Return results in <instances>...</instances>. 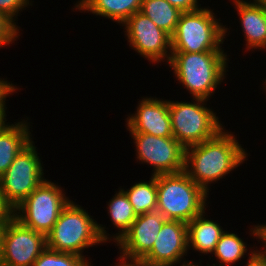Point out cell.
I'll return each instance as SVG.
<instances>
[{"label":"cell","instance_id":"cell-7","mask_svg":"<svg viewBox=\"0 0 266 266\" xmlns=\"http://www.w3.org/2000/svg\"><path fill=\"white\" fill-rule=\"evenodd\" d=\"M65 194L61 185L45 179L14 209V218L23 226L47 236L71 201Z\"/></svg>","mask_w":266,"mask_h":266},{"label":"cell","instance_id":"cell-8","mask_svg":"<svg viewBox=\"0 0 266 266\" xmlns=\"http://www.w3.org/2000/svg\"><path fill=\"white\" fill-rule=\"evenodd\" d=\"M36 148L32 140L0 177V189L13 209L45 180L44 166Z\"/></svg>","mask_w":266,"mask_h":266},{"label":"cell","instance_id":"cell-14","mask_svg":"<svg viewBox=\"0 0 266 266\" xmlns=\"http://www.w3.org/2000/svg\"><path fill=\"white\" fill-rule=\"evenodd\" d=\"M141 98L136 111L125 119L127 130L159 137H173L169 100L151 96Z\"/></svg>","mask_w":266,"mask_h":266},{"label":"cell","instance_id":"cell-6","mask_svg":"<svg viewBox=\"0 0 266 266\" xmlns=\"http://www.w3.org/2000/svg\"><path fill=\"white\" fill-rule=\"evenodd\" d=\"M192 100L191 102L169 100L173 137L184 148L213 138L225 127L216 116L217 113L207 107V100L199 98Z\"/></svg>","mask_w":266,"mask_h":266},{"label":"cell","instance_id":"cell-16","mask_svg":"<svg viewBox=\"0 0 266 266\" xmlns=\"http://www.w3.org/2000/svg\"><path fill=\"white\" fill-rule=\"evenodd\" d=\"M28 120L27 118L13 124L9 123L0 131V177L33 139Z\"/></svg>","mask_w":266,"mask_h":266},{"label":"cell","instance_id":"cell-31","mask_svg":"<svg viewBox=\"0 0 266 266\" xmlns=\"http://www.w3.org/2000/svg\"><path fill=\"white\" fill-rule=\"evenodd\" d=\"M6 98L0 103V131L6 126L9 124V122L7 123L6 121V117H7V114H6V110H7V107H6Z\"/></svg>","mask_w":266,"mask_h":266},{"label":"cell","instance_id":"cell-36","mask_svg":"<svg viewBox=\"0 0 266 266\" xmlns=\"http://www.w3.org/2000/svg\"><path fill=\"white\" fill-rule=\"evenodd\" d=\"M262 87H263V90H265V92H266V79H265V81H263V86Z\"/></svg>","mask_w":266,"mask_h":266},{"label":"cell","instance_id":"cell-3","mask_svg":"<svg viewBox=\"0 0 266 266\" xmlns=\"http://www.w3.org/2000/svg\"><path fill=\"white\" fill-rule=\"evenodd\" d=\"M102 226L86 209L71 200L46 236L47 248L74 253L90 261L83 254L85 249L112 241V235L107 233L105 225Z\"/></svg>","mask_w":266,"mask_h":266},{"label":"cell","instance_id":"cell-18","mask_svg":"<svg viewBox=\"0 0 266 266\" xmlns=\"http://www.w3.org/2000/svg\"><path fill=\"white\" fill-rule=\"evenodd\" d=\"M206 213L204 211L187 223L188 249L198 251L204 255L213 253L217 242L225 232L219 223L207 219L205 217Z\"/></svg>","mask_w":266,"mask_h":266},{"label":"cell","instance_id":"cell-26","mask_svg":"<svg viewBox=\"0 0 266 266\" xmlns=\"http://www.w3.org/2000/svg\"><path fill=\"white\" fill-rule=\"evenodd\" d=\"M14 217V209L6 202L0 189V228Z\"/></svg>","mask_w":266,"mask_h":266},{"label":"cell","instance_id":"cell-23","mask_svg":"<svg viewBox=\"0 0 266 266\" xmlns=\"http://www.w3.org/2000/svg\"><path fill=\"white\" fill-rule=\"evenodd\" d=\"M88 261L80 255L46 248L32 266H86Z\"/></svg>","mask_w":266,"mask_h":266},{"label":"cell","instance_id":"cell-28","mask_svg":"<svg viewBox=\"0 0 266 266\" xmlns=\"http://www.w3.org/2000/svg\"><path fill=\"white\" fill-rule=\"evenodd\" d=\"M7 78H0V103L7 97H9V95H13V93H17L16 91L19 90L14 83H10L8 82V80H6ZM15 85V86H14Z\"/></svg>","mask_w":266,"mask_h":266},{"label":"cell","instance_id":"cell-12","mask_svg":"<svg viewBox=\"0 0 266 266\" xmlns=\"http://www.w3.org/2000/svg\"><path fill=\"white\" fill-rule=\"evenodd\" d=\"M188 251L187 223L166 220L152 249L140 261L157 266H176L184 262Z\"/></svg>","mask_w":266,"mask_h":266},{"label":"cell","instance_id":"cell-1","mask_svg":"<svg viewBox=\"0 0 266 266\" xmlns=\"http://www.w3.org/2000/svg\"><path fill=\"white\" fill-rule=\"evenodd\" d=\"M241 145L233 132L223 128L213 138L185 148L184 171L209 194L212 183L247 160L248 153Z\"/></svg>","mask_w":266,"mask_h":266},{"label":"cell","instance_id":"cell-27","mask_svg":"<svg viewBox=\"0 0 266 266\" xmlns=\"http://www.w3.org/2000/svg\"><path fill=\"white\" fill-rule=\"evenodd\" d=\"M172 6L178 8L181 12H189L202 8L198 0H166Z\"/></svg>","mask_w":266,"mask_h":266},{"label":"cell","instance_id":"cell-22","mask_svg":"<svg viewBox=\"0 0 266 266\" xmlns=\"http://www.w3.org/2000/svg\"><path fill=\"white\" fill-rule=\"evenodd\" d=\"M148 182L134 183L130 188H121L127 195L136 216L154 212L157 209V180L151 175Z\"/></svg>","mask_w":266,"mask_h":266},{"label":"cell","instance_id":"cell-17","mask_svg":"<svg viewBox=\"0 0 266 266\" xmlns=\"http://www.w3.org/2000/svg\"><path fill=\"white\" fill-rule=\"evenodd\" d=\"M141 3L142 0H78L73 9L111 19L122 26L130 16L140 12Z\"/></svg>","mask_w":266,"mask_h":266},{"label":"cell","instance_id":"cell-5","mask_svg":"<svg viewBox=\"0 0 266 266\" xmlns=\"http://www.w3.org/2000/svg\"><path fill=\"white\" fill-rule=\"evenodd\" d=\"M213 10L208 6L181 13L171 36L172 52L224 51L222 44L229 35V28L220 23Z\"/></svg>","mask_w":266,"mask_h":266},{"label":"cell","instance_id":"cell-35","mask_svg":"<svg viewBox=\"0 0 266 266\" xmlns=\"http://www.w3.org/2000/svg\"><path fill=\"white\" fill-rule=\"evenodd\" d=\"M258 3L266 7V0H256Z\"/></svg>","mask_w":266,"mask_h":266},{"label":"cell","instance_id":"cell-34","mask_svg":"<svg viewBox=\"0 0 266 266\" xmlns=\"http://www.w3.org/2000/svg\"><path fill=\"white\" fill-rule=\"evenodd\" d=\"M130 266H157V265L146 264L142 261H130Z\"/></svg>","mask_w":266,"mask_h":266},{"label":"cell","instance_id":"cell-11","mask_svg":"<svg viewBox=\"0 0 266 266\" xmlns=\"http://www.w3.org/2000/svg\"><path fill=\"white\" fill-rule=\"evenodd\" d=\"M129 47L150 63L168 64L172 55L171 36L141 12L130 16L122 25Z\"/></svg>","mask_w":266,"mask_h":266},{"label":"cell","instance_id":"cell-30","mask_svg":"<svg viewBox=\"0 0 266 266\" xmlns=\"http://www.w3.org/2000/svg\"><path fill=\"white\" fill-rule=\"evenodd\" d=\"M256 252L247 258L246 266H266V253L261 249H256Z\"/></svg>","mask_w":266,"mask_h":266},{"label":"cell","instance_id":"cell-32","mask_svg":"<svg viewBox=\"0 0 266 266\" xmlns=\"http://www.w3.org/2000/svg\"><path fill=\"white\" fill-rule=\"evenodd\" d=\"M117 259H118V263L115 262L114 266H130V261H125V260L119 259V257ZM86 266H93V264L91 265V261H88Z\"/></svg>","mask_w":266,"mask_h":266},{"label":"cell","instance_id":"cell-15","mask_svg":"<svg viewBox=\"0 0 266 266\" xmlns=\"http://www.w3.org/2000/svg\"><path fill=\"white\" fill-rule=\"evenodd\" d=\"M239 15V22L245 36L246 51L266 49V15L264 6L256 0H232ZM252 49V50H251Z\"/></svg>","mask_w":266,"mask_h":266},{"label":"cell","instance_id":"cell-25","mask_svg":"<svg viewBox=\"0 0 266 266\" xmlns=\"http://www.w3.org/2000/svg\"><path fill=\"white\" fill-rule=\"evenodd\" d=\"M19 31L11 21L0 14V49L12 45L21 36Z\"/></svg>","mask_w":266,"mask_h":266},{"label":"cell","instance_id":"cell-13","mask_svg":"<svg viewBox=\"0 0 266 266\" xmlns=\"http://www.w3.org/2000/svg\"><path fill=\"white\" fill-rule=\"evenodd\" d=\"M167 219L158 211L136 217L130 229L116 242L119 259L140 261L151 249Z\"/></svg>","mask_w":266,"mask_h":266},{"label":"cell","instance_id":"cell-20","mask_svg":"<svg viewBox=\"0 0 266 266\" xmlns=\"http://www.w3.org/2000/svg\"><path fill=\"white\" fill-rule=\"evenodd\" d=\"M140 12L170 36L174 34L182 13L166 0H142Z\"/></svg>","mask_w":266,"mask_h":266},{"label":"cell","instance_id":"cell-9","mask_svg":"<svg viewBox=\"0 0 266 266\" xmlns=\"http://www.w3.org/2000/svg\"><path fill=\"white\" fill-rule=\"evenodd\" d=\"M139 164L153 167L152 175L184 171L185 148L174 137H159L148 133L129 132Z\"/></svg>","mask_w":266,"mask_h":266},{"label":"cell","instance_id":"cell-4","mask_svg":"<svg viewBox=\"0 0 266 266\" xmlns=\"http://www.w3.org/2000/svg\"><path fill=\"white\" fill-rule=\"evenodd\" d=\"M157 209L167 220L189 223L208 206L209 194L185 171L156 175ZM206 206V207H205Z\"/></svg>","mask_w":266,"mask_h":266},{"label":"cell","instance_id":"cell-24","mask_svg":"<svg viewBox=\"0 0 266 266\" xmlns=\"http://www.w3.org/2000/svg\"><path fill=\"white\" fill-rule=\"evenodd\" d=\"M30 0H0V14L5 16L11 21L19 30L20 27L16 24L19 14L21 11L26 10V7L32 6ZM23 9V10H22ZM20 11V12H19Z\"/></svg>","mask_w":266,"mask_h":266},{"label":"cell","instance_id":"cell-33","mask_svg":"<svg viewBox=\"0 0 266 266\" xmlns=\"http://www.w3.org/2000/svg\"><path fill=\"white\" fill-rule=\"evenodd\" d=\"M202 260L200 259V265H199V263H197V262H193V261H191V260H189V261H186V259H185V261L184 262H181V263H179L180 264V266H203V265H201L202 263ZM196 263V264H195Z\"/></svg>","mask_w":266,"mask_h":266},{"label":"cell","instance_id":"cell-21","mask_svg":"<svg viewBox=\"0 0 266 266\" xmlns=\"http://www.w3.org/2000/svg\"><path fill=\"white\" fill-rule=\"evenodd\" d=\"M247 245L237 233L225 230L212 253L217 260L216 264L213 263L212 265L231 266V264L234 265L236 262L241 261L242 258H245L244 255L252 256L256 251L253 249L248 253Z\"/></svg>","mask_w":266,"mask_h":266},{"label":"cell","instance_id":"cell-2","mask_svg":"<svg viewBox=\"0 0 266 266\" xmlns=\"http://www.w3.org/2000/svg\"><path fill=\"white\" fill-rule=\"evenodd\" d=\"M228 56L224 51L172 52L167 65L193 98L208 101L226 78Z\"/></svg>","mask_w":266,"mask_h":266},{"label":"cell","instance_id":"cell-19","mask_svg":"<svg viewBox=\"0 0 266 266\" xmlns=\"http://www.w3.org/2000/svg\"><path fill=\"white\" fill-rule=\"evenodd\" d=\"M118 189L114 196H112L113 198L106 204L108 205L106 208L110 221L114 228L118 229V232L112 235V241L115 243L130 229L137 217L126 193L121 187Z\"/></svg>","mask_w":266,"mask_h":266},{"label":"cell","instance_id":"cell-10","mask_svg":"<svg viewBox=\"0 0 266 266\" xmlns=\"http://www.w3.org/2000/svg\"><path fill=\"white\" fill-rule=\"evenodd\" d=\"M46 248L45 235L14 217L0 228V266H32Z\"/></svg>","mask_w":266,"mask_h":266},{"label":"cell","instance_id":"cell-29","mask_svg":"<svg viewBox=\"0 0 266 266\" xmlns=\"http://www.w3.org/2000/svg\"><path fill=\"white\" fill-rule=\"evenodd\" d=\"M249 229V233L251 232L250 235H253L252 237L258 239V242L261 241L262 245L264 243L261 249L266 253V224L253 225V227Z\"/></svg>","mask_w":266,"mask_h":266}]
</instances>
